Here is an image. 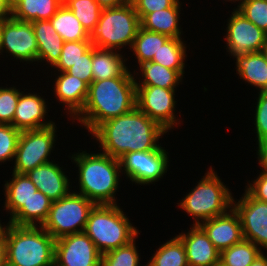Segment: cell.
Instances as JSON below:
<instances>
[{
  "mask_svg": "<svg viewBox=\"0 0 267 266\" xmlns=\"http://www.w3.org/2000/svg\"><path fill=\"white\" fill-rule=\"evenodd\" d=\"M166 133L158 123L135 107L101 123L91 137L97 140L100 152L120 159L128 152L156 150L161 145L160 138Z\"/></svg>",
  "mask_w": 267,
  "mask_h": 266,
  "instance_id": "cell-1",
  "label": "cell"
},
{
  "mask_svg": "<svg viewBox=\"0 0 267 266\" xmlns=\"http://www.w3.org/2000/svg\"><path fill=\"white\" fill-rule=\"evenodd\" d=\"M135 77H113L92 81L82 111L71 121L84 126L90 134L110 119L136 107Z\"/></svg>",
  "mask_w": 267,
  "mask_h": 266,
  "instance_id": "cell-2",
  "label": "cell"
},
{
  "mask_svg": "<svg viewBox=\"0 0 267 266\" xmlns=\"http://www.w3.org/2000/svg\"><path fill=\"white\" fill-rule=\"evenodd\" d=\"M71 162L78 167V190L96 205L118 204L115 197L120 185V160L102 152L87 150L73 153Z\"/></svg>",
  "mask_w": 267,
  "mask_h": 266,
  "instance_id": "cell-3",
  "label": "cell"
},
{
  "mask_svg": "<svg viewBox=\"0 0 267 266\" xmlns=\"http://www.w3.org/2000/svg\"><path fill=\"white\" fill-rule=\"evenodd\" d=\"M55 242L56 240L42 226L7 223V265L54 266Z\"/></svg>",
  "mask_w": 267,
  "mask_h": 266,
  "instance_id": "cell-4",
  "label": "cell"
},
{
  "mask_svg": "<svg viewBox=\"0 0 267 266\" xmlns=\"http://www.w3.org/2000/svg\"><path fill=\"white\" fill-rule=\"evenodd\" d=\"M118 204H99L91 210L84 232L101 254L127 245L139 230ZM132 223V224H131Z\"/></svg>",
  "mask_w": 267,
  "mask_h": 266,
  "instance_id": "cell-5",
  "label": "cell"
},
{
  "mask_svg": "<svg viewBox=\"0 0 267 266\" xmlns=\"http://www.w3.org/2000/svg\"><path fill=\"white\" fill-rule=\"evenodd\" d=\"M203 178L177 203L193 219V226L226 213L233 207L231 189L222 182L212 166Z\"/></svg>",
  "mask_w": 267,
  "mask_h": 266,
  "instance_id": "cell-6",
  "label": "cell"
},
{
  "mask_svg": "<svg viewBox=\"0 0 267 266\" xmlns=\"http://www.w3.org/2000/svg\"><path fill=\"white\" fill-rule=\"evenodd\" d=\"M140 27V18L128 1L119 7L102 9L90 40L95 48L121 51L128 46L131 49Z\"/></svg>",
  "mask_w": 267,
  "mask_h": 266,
  "instance_id": "cell-7",
  "label": "cell"
},
{
  "mask_svg": "<svg viewBox=\"0 0 267 266\" xmlns=\"http://www.w3.org/2000/svg\"><path fill=\"white\" fill-rule=\"evenodd\" d=\"M95 205L82 194L71 190L63 198L51 203L48 218L42 227L55 240L84 232L89 214Z\"/></svg>",
  "mask_w": 267,
  "mask_h": 266,
  "instance_id": "cell-8",
  "label": "cell"
},
{
  "mask_svg": "<svg viewBox=\"0 0 267 266\" xmlns=\"http://www.w3.org/2000/svg\"><path fill=\"white\" fill-rule=\"evenodd\" d=\"M56 123L41 129L21 131L14 158L13 171L26 174L28 171L50 162L57 140Z\"/></svg>",
  "mask_w": 267,
  "mask_h": 266,
  "instance_id": "cell-9",
  "label": "cell"
},
{
  "mask_svg": "<svg viewBox=\"0 0 267 266\" xmlns=\"http://www.w3.org/2000/svg\"><path fill=\"white\" fill-rule=\"evenodd\" d=\"M160 145L156 150L136 151L124 154L119 160L121 173L132 183L150 185L162 179L169 167V153ZM167 150V151H166Z\"/></svg>",
  "mask_w": 267,
  "mask_h": 266,
  "instance_id": "cell-10",
  "label": "cell"
},
{
  "mask_svg": "<svg viewBox=\"0 0 267 266\" xmlns=\"http://www.w3.org/2000/svg\"><path fill=\"white\" fill-rule=\"evenodd\" d=\"M176 92L177 89L136 86V107L169 132L177 125L181 126V120L175 115L178 102L175 99Z\"/></svg>",
  "mask_w": 267,
  "mask_h": 266,
  "instance_id": "cell-11",
  "label": "cell"
},
{
  "mask_svg": "<svg viewBox=\"0 0 267 266\" xmlns=\"http://www.w3.org/2000/svg\"><path fill=\"white\" fill-rule=\"evenodd\" d=\"M226 51L229 56L264 51L267 46V33L245 18L235 8L227 20Z\"/></svg>",
  "mask_w": 267,
  "mask_h": 266,
  "instance_id": "cell-12",
  "label": "cell"
},
{
  "mask_svg": "<svg viewBox=\"0 0 267 266\" xmlns=\"http://www.w3.org/2000/svg\"><path fill=\"white\" fill-rule=\"evenodd\" d=\"M4 51L20 63L37 62L38 46L32 27V22H23L7 18L1 31L0 55ZM16 58V59H15Z\"/></svg>",
  "mask_w": 267,
  "mask_h": 266,
  "instance_id": "cell-13",
  "label": "cell"
},
{
  "mask_svg": "<svg viewBox=\"0 0 267 266\" xmlns=\"http://www.w3.org/2000/svg\"><path fill=\"white\" fill-rule=\"evenodd\" d=\"M233 208L239 215L243 238L267 250V202L253 198L245 190L240 199L233 198Z\"/></svg>",
  "mask_w": 267,
  "mask_h": 266,
  "instance_id": "cell-14",
  "label": "cell"
},
{
  "mask_svg": "<svg viewBox=\"0 0 267 266\" xmlns=\"http://www.w3.org/2000/svg\"><path fill=\"white\" fill-rule=\"evenodd\" d=\"M101 253L85 232L56 239L54 266H100Z\"/></svg>",
  "mask_w": 267,
  "mask_h": 266,
  "instance_id": "cell-15",
  "label": "cell"
},
{
  "mask_svg": "<svg viewBox=\"0 0 267 266\" xmlns=\"http://www.w3.org/2000/svg\"><path fill=\"white\" fill-rule=\"evenodd\" d=\"M198 226L220 253L244 239L239 215L233 207L226 213L208 219Z\"/></svg>",
  "mask_w": 267,
  "mask_h": 266,
  "instance_id": "cell-16",
  "label": "cell"
},
{
  "mask_svg": "<svg viewBox=\"0 0 267 266\" xmlns=\"http://www.w3.org/2000/svg\"><path fill=\"white\" fill-rule=\"evenodd\" d=\"M63 168L53 158L50 162L28 171L26 175L37 187V190L54 202L66 196L72 190L71 188H74Z\"/></svg>",
  "mask_w": 267,
  "mask_h": 266,
  "instance_id": "cell-17",
  "label": "cell"
},
{
  "mask_svg": "<svg viewBox=\"0 0 267 266\" xmlns=\"http://www.w3.org/2000/svg\"><path fill=\"white\" fill-rule=\"evenodd\" d=\"M40 93L20 92L18 104L13 118V126L20 130L41 129L55 124L47 120L48 101Z\"/></svg>",
  "mask_w": 267,
  "mask_h": 266,
  "instance_id": "cell-18",
  "label": "cell"
},
{
  "mask_svg": "<svg viewBox=\"0 0 267 266\" xmlns=\"http://www.w3.org/2000/svg\"><path fill=\"white\" fill-rule=\"evenodd\" d=\"M55 83L53 96L55 94L59 104H63L64 111L69 116V120H73L83 109L87 96L89 86L81 79L74 77L67 72H57L54 74ZM58 75V76H57Z\"/></svg>",
  "mask_w": 267,
  "mask_h": 266,
  "instance_id": "cell-19",
  "label": "cell"
},
{
  "mask_svg": "<svg viewBox=\"0 0 267 266\" xmlns=\"http://www.w3.org/2000/svg\"><path fill=\"white\" fill-rule=\"evenodd\" d=\"M190 227L177 235L185 246L188 266H219L220 252L198 225Z\"/></svg>",
  "mask_w": 267,
  "mask_h": 266,
  "instance_id": "cell-20",
  "label": "cell"
},
{
  "mask_svg": "<svg viewBox=\"0 0 267 266\" xmlns=\"http://www.w3.org/2000/svg\"><path fill=\"white\" fill-rule=\"evenodd\" d=\"M124 51L100 49L92 45V74L93 81L110 79L113 77H134L128 68V60Z\"/></svg>",
  "mask_w": 267,
  "mask_h": 266,
  "instance_id": "cell-21",
  "label": "cell"
},
{
  "mask_svg": "<svg viewBox=\"0 0 267 266\" xmlns=\"http://www.w3.org/2000/svg\"><path fill=\"white\" fill-rule=\"evenodd\" d=\"M32 27L38 46L37 62H46L52 68L60 58L64 40L49 20L33 21Z\"/></svg>",
  "mask_w": 267,
  "mask_h": 266,
  "instance_id": "cell-22",
  "label": "cell"
},
{
  "mask_svg": "<svg viewBox=\"0 0 267 266\" xmlns=\"http://www.w3.org/2000/svg\"><path fill=\"white\" fill-rule=\"evenodd\" d=\"M236 74L245 83L255 87L257 91L267 88V55L264 51L236 55Z\"/></svg>",
  "mask_w": 267,
  "mask_h": 266,
  "instance_id": "cell-23",
  "label": "cell"
},
{
  "mask_svg": "<svg viewBox=\"0 0 267 266\" xmlns=\"http://www.w3.org/2000/svg\"><path fill=\"white\" fill-rule=\"evenodd\" d=\"M137 68L139 72H136L135 69L133 72L136 86H156L165 89H177L179 87L178 85H182L184 77L178 71L166 68L156 62H144Z\"/></svg>",
  "mask_w": 267,
  "mask_h": 266,
  "instance_id": "cell-24",
  "label": "cell"
},
{
  "mask_svg": "<svg viewBox=\"0 0 267 266\" xmlns=\"http://www.w3.org/2000/svg\"><path fill=\"white\" fill-rule=\"evenodd\" d=\"M181 4L182 2L179 1L174 7L146 14L140 20L141 28L165 34L170 38H181L183 35V30L179 24Z\"/></svg>",
  "mask_w": 267,
  "mask_h": 266,
  "instance_id": "cell-25",
  "label": "cell"
},
{
  "mask_svg": "<svg viewBox=\"0 0 267 266\" xmlns=\"http://www.w3.org/2000/svg\"><path fill=\"white\" fill-rule=\"evenodd\" d=\"M4 209L11 219L36 192L37 187L26 174L12 172V178L4 180Z\"/></svg>",
  "mask_w": 267,
  "mask_h": 266,
  "instance_id": "cell-26",
  "label": "cell"
},
{
  "mask_svg": "<svg viewBox=\"0 0 267 266\" xmlns=\"http://www.w3.org/2000/svg\"><path fill=\"white\" fill-rule=\"evenodd\" d=\"M52 201L36 190L27 204L11 218L8 223L19 226H42L48 218ZM39 224V225H38Z\"/></svg>",
  "mask_w": 267,
  "mask_h": 266,
  "instance_id": "cell-27",
  "label": "cell"
},
{
  "mask_svg": "<svg viewBox=\"0 0 267 266\" xmlns=\"http://www.w3.org/2000/svg\"><path fill=\"white\" fill-rule=\"evenodd\" d=\"M61 5L58 0H12V17L23 22L50 20Z\"/></svg>",
  "mask_w": 267,
  "mask_h": 266,
  "instance_id": "cell-28",
  "label": "cell"
},
{
  "mask_svg": "<svg viewBox=\"0 0 267 266\" xmlns=\"http://www.w3.org/2000/svg\"><path fill=\"white\" fill-rule=\"evenodd\" d=\"M49 21L64 42L91 41L90 34L65 4L58 8Z\"/></svg>",
  "mask_w": 267,
  "mask_h": 266,
  "instance_id": "cell-29",
  "label": "cell"
},
{
  "mask_svg": "<svg viewBox=\"0 0 267 266\" xmlns=\"http://www.w3.org/2000/svg\"><path fill=\"white\" fill-rule=\"evenodd\" d=\"M185 40L182 38H169L160 48L157 55H154L152 62H156L166 68L178 71L185 76V61L187 50Z\"/></svg>",
  "mask_w": 267,
  "mask_h": 266,
  "instance_id": "cell-30",
  "label": "cell"
},
{
  "mask_svg": "<svg viewBox=\"0 0 267 266\" xmlns=\"http://www.w3.org/2000/svg\"><path fill=\"white\" fill-rule=\"evenodd\" d=\"M169 38L165 34L147 31L140 27L131 47L138 65L152 61L154 55H157Z\"/></svg>",
  "mask_w": 267,
  "mask_h": 266,
  "instance_id": "cell-31",
  "label": "cell"
},
{
  "mask_svg": "<svg viewBox=\"0 0 267 266\" xmlns=\"http://www.w3.org/2000/svg\"><path fill=\"white\" fill-rule=\"evenodd\" d=\"M150 258L148 266H188L185 246L177 234L159 245Z\"/></svg>",
  "mask_w": 267,
  "mask_h": 266,
  "instance_id": "cell-32",
  "label": "cell"
},
{
  "mask_svg": "<svg viewBox=\"0 0 267 266\" xmlns=\"http://www.w3.org/2000/svg\"><path fill=\"white\" fill-rule=\"evenodd\" d=\"M262 252L253 242L243 239L220 253L219 266H250Z\"/></svg>",
  "mask_w": 267,
  "mask_h": 266,
  "instance_id": "cell-33",
  "label": "cell"
},
{
  "mask_svg": "<svg viewBox=\"0 0 267 266\" xmlns=\"http://www.w3.org/2000/svg\"><path fill=\"white\" fill-rule=\"evenodd\" d=\"M65 5L91 35L98 24L103 9L98 2L96 0H66Z\"/></svg>",
  "mask_w": 267,
  "mask_h": 266,
  "instance_id": "cell-34",
  "label": "cell"
},
{
  "mask_svg": "<svg viewBox=\"0 0 267 266\" xmlns=\"http://www.w3.org/2000/svg\"><path fill=\"white\" fill-rule=\"evenodd\" d=\"M137 247L135 238L127 245L102 254L100 266H141V255Z\"/></svg>",
  "mask_w": 267,
  "mask_h": 266,
  "instance_id": "cell-35",
  "label": "cell"
},
{
  "mask_svg": "<svg viewBox=\"0 0 267 266\" xmlns=\"http://www.w3.org/2000/svg\"><path fill=\"white\" fill-rule=\"evenodd\" d=\"M92 46L91 41H69L64 42L60 58L52 67L54 73L66 72L74 63L81 59V55ZM56 70V71H55Z\"/></svg>",
  "mask_w": 267,
  "mask_h": 266,
  "instance_id": "cell-36",
  "label": "cell"
},
{
  "mask_svg": "<svg viewBox=\"0 0 267 266\" xmlns=\"http://www.w3.org/2000/svg\"><path fill=\"white\" fill-rule=\"evenodd\" d=\"M235 9L267 33V0H245Z\"/></svg>",
  "mask_w": 267,
  "mask_h": 266,
  "instance_id": "cell-37",
  "label": "cell"
},
{
  "mask_svg": "<svg viewBox=\"0 0 267 266\" xmlns=\"http://www.w3.org/2000/svg\"><path fill=\"white\" fill-rule=\"evenodd\" d=\"M21 131L11 124H0V165L15 158Z\"/></svg>",
  "mask_w": 267,
  "mask_h": 266,
  "instance_id": "cell-38",
  "label": "cell"
},
{
  "mask_svg": "<svg viewBox=\"0 0 267 266\" xmlns=\"http://www.w3.org/2000/svg\"><path fill=\"white\" fill-rule=\"evenodd\" d=\"M11 86H6V88L0 86V124L13 125L14 114L22 90Z\"/></svg>",
  "mask_w": 267,
  "mask_h": 266,
  "instance_id": "cell-39",
  "label": "cell"
},
{
  "mask_svg": "<svg viewBox=\"0 0 267 266\" xmlns=\"http://www.w3.org/2000/svg\"><path fill=\"white\" fill-rule=\"evenodd\" d=\"M256 106L254 111V131H256L257 143L267 142V93L257 92Z\"/></svg>",
  "mask_w": 267,
  "mask_h": 266,
  "instance_id": "cell-40",
  "label": "cell"
},
{
  "mask_svg": "<svg viewBox=\"0 0 267 266\" xmlns=\"http://www.w3.org/2000/svg\"><path fill=\"white\" fill-rule=\"evenodd\" d=\"M68 74L77 77L84 81L88 86L93 81L92 74V46L81 55L79 59L72 67L67 71Z\"/></svg>",
  "mask_w": 267,
  "mask_h": 266,
  "instance_id": "cell-41",
  "label": "cell"
},
{
  "mask_svg": "<svg viewBox=\"0 0 267 266\" xmlns=\"http://www.w3.org/2000/svg\"><path fill=\"white\" fill-rule=\"evenodd\" d=\"M140 20L148 13L174 7L180 0H129Z\"/></svg>",
  "mask_w": 267,
  "mask_h": 266,
  "instance_id": "cell-42",
  "label": "cell"
},
{
  "mask_svg": "<svg viewBox=\"0 0 267 266\" xmlns=\"http://www.w3.org/2000/svg\"><path fill=\"white\" fill-rule=\"evenodd\" d=\"M255 178V180L252 179V183H250V180L246 183L245 190L253 198L267 202V174L259 172V175Z\"/></svg>",
  "mask_w": 267,
  "mask_h": 266,
  "instance_id": "cell-43",
  "label": "cell"
},
{
  "mask_svg": "<svg viewBox=\"0 0 267 266\" xmlns=\"http://www.w3.org/2000/svg\"><path fill=\"white\" fill-rule=\"evenodd\" d=\"M258 147L256 148L257 150V159L258 163L260 165V169L262 170V173L267 174V142H262L257 144Z\"/></svg>",
  "mask_w": 267,
  "mask_h": 266,
  "instance_id": "cell-44",
  "label": "cell"
},
{
  "mask_svg": "<svg viewBox=\"0 0 267 266\" xmlns=\"http://www.w3.org/2000/svg\"><path fill=\"white\" fill-rule=\"evenodd\" d=\"M12 17V0H0V18Z\"/></svg>",
  "mask_w": 267,
  "mask_h": 266,
  "instance_id": "cell-45",
  "label": "cell"
},
{
  "mask_svg": "<svg viewBox=\"0 0 267 266\" xmlns=\"http://www.w3.org/2000/svg\"><path fill=\"white\" fill-rule=\"evenodd\" d=\"M96 1L103 9H105V8L119 7L127 3L129 0H96Z\"/></svg>",
  "mask_w": 267,
  "mask_h": 266,
  "instance_id": "cell-46",
  "label": "cell"
},
{
  "mask_svg": "<svg viewBox=\"0 0 267 266\" xmlns=\"http://www.w3.org/2000/svg\"><path fill=\"white\" fill-rule=\"evenodd\" d=\"M0 266L7 265V254H6V243H5V232L0 236Z\"/></svg>",
  "mask_w": 267,
  "mask_h": 266,
  "instance_id": "cell-47",
  "label": "cell"
},
{
  "mask_svg": "<svg viewBox=\"0 0 267 266\" xmlns=\"http://www.w3.org/2000/svg\"><path fill=\"white\" fill-rule=\"evenodd\" d=\"M250 266H267V255L262 252Z\"/></svg>",
  "mask_w": 267,
  "mask_h": 266,
  "instance_id": "cell-48",
  "label": "cell"
},
{
  "mask_svg": "<svg viewBox=\"0 0 267 266\" xmlns=\"http://www.w3.org/2000/svg\"><path fill=\"white\" fill-rule=\"evenodd\" d=\"M1 222L2 221L0 220V236L5 232V229H6V226H7V224L5 225L4 222L3 223H1Z\"/></svg>",
  "mask_w": 267,
  "mask_h": 266,
  "instance_id": "cell-49",
  "label": "cell"
},
{
  "mask_svg": "<svg viewBox=\"0 0 267 266\" xmlns=\"http://www.w3.org/2000/svg\"><path fill=\"white\" fill-rule=\"evenodd\" d=\"M6 19H7V18H0V42H1V31H2V27H3L4 21H5Z\"/></svg>",
  "mask_w": 267,
  "mask_h": 266,
  "instance_id": "cell-50",
  "label": "cell"
},
{
  "mask_svg": "<svg viewBox=\"0 0 267 266\" xmlns=\"http://www.w3.org/2000/svg\"><path fill=\"white\" fill-rule=\"evenodd\" d=\"M225 2H229V1H231V4H232V2H234V3H236V1H238V4H237V6H239L242 2H244L245 0H224Z\"/></svg>",
  "mask_w": 267,
  "mask_h": 266,
  "instance_id": "cell-51",
  "label": "cell"
},
{
  "mask_svg": "<svg viewBox=\"0 0 267 266\" xmlns=\"http://www.w3.org/2000/svg\"><path fill=\"white\" fill-rule=\"evenodd\" d=\"M61 4H65L66 0H58Z\"/></svg>",
  "mask_w": 267,
  "mask_h": 266,
  "instance_id": "cell-52",
  "label": "cell"
},
{
  "mask_svg": "<svg viewBox=\"0 0 267 266\" xmlns=\"http://www.w3.org/2000/svg\"><path fill=\"white\" fill-rule=\"evenodd\" d=\"M264 52L266 53V55H267V46L265 47V49H264Z\"/></svg>",
  "mask_w": 267,
  "mask_h": 266,
  "instance_id": "cell-53",
  "label": "cell"
}]
</instances>
